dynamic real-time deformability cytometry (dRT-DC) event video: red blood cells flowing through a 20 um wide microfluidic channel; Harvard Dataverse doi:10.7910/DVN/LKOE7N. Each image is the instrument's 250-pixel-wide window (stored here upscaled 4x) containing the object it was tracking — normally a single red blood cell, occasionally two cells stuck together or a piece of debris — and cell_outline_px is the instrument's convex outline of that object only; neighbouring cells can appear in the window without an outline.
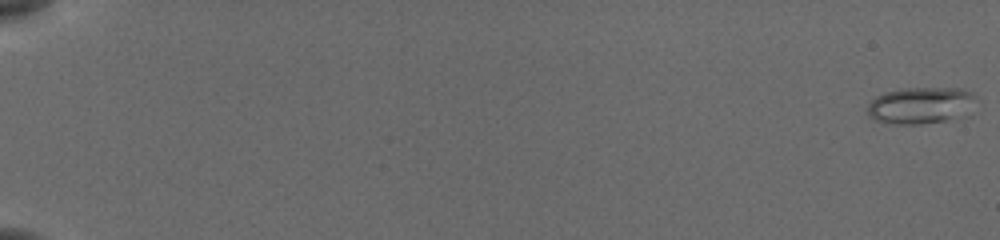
{"species": "common noctule bat (a hibernating species)", "species_latin": "Nyctalus noctula", "temperature_condition": "cold", "stored_images_in_passage": 56, "camera_frame_rate_fps": 3000, "um_per_image_px": 0.085, "animal": {"sex": "female", "body_mass_g": 19.5, "forearm_length_mm": 54.1}, "frame": {"image": 1, "passage_image": 1, "time_ms": 0.0, "image_size_px": [1000, 240], "cell_outline_px": [[972, 96], [948, 120], [920, 124], [884, 124], [872, 120], [868, 116], [868, 104], [876, 96], [884, 92], [900, 88], [960, 88], [972, 92]], "centroid_in_image_um": [77.95, 8.95], "position_along_channel_um": 7.0, "area_um2": 22.08}}
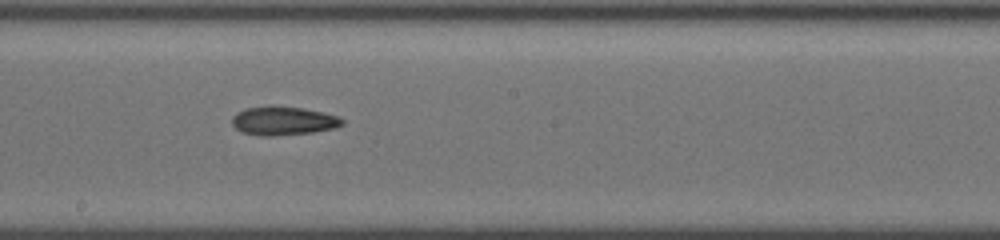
{"frame": {"image": 2, "passage_image": 34, "time_ms": 11.0, "image_size_px": [1000, 240], "cell_outline_px": [[344, 124], [336, 128], [312, 132], [272, 136], [260, 136], [240, 132], [232, 124], [232, 116], [236, 112], [244, 108], [268, 104], [272, 104], [304, 108], [324, 112], [340, 116], [344, 120]], "centroid_in_image_um": [24.06, 10.24], "position_along_channel_um": 224.1, "area_um2": 19.07}}
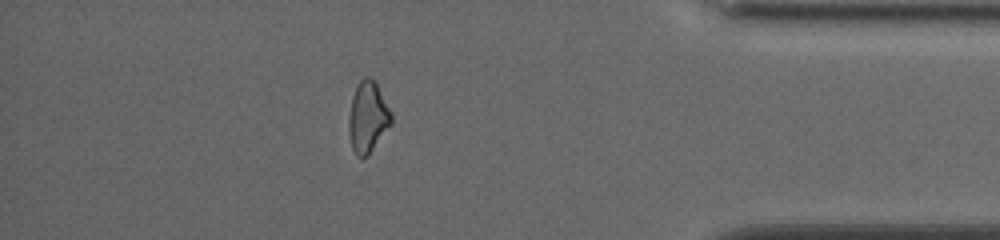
{"frame": {"image": 3, "passage_image": 50, "time_ms": 16.333, "image_size_px": [1000, 240], "cell_outline_px": [[392, 124], [368, 156], [360, 160], [356, 156], [352, 148], [348, 128], [348, 116], [352, 96], [356, 84], [364, 76], [368, 76], [376, 80], [392, 112]], "centroid_in_image_um": [31.27, 9.94], "position_along_channel_um": 403.9, "area_um2": 18.26}}